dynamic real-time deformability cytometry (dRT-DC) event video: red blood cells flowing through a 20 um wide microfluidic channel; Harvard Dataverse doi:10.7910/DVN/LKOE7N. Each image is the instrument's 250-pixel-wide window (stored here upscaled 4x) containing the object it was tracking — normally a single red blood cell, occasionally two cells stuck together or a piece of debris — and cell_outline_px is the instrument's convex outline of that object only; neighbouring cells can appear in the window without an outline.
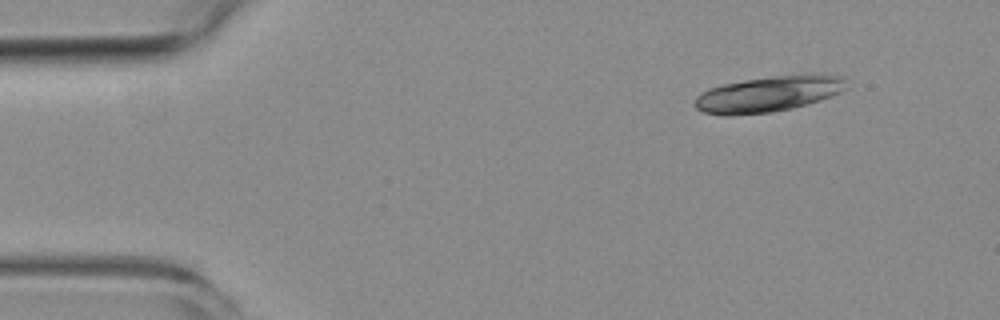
{"species": "common noctule bat (a hibernating species)", "species_latin": "Nyctalus noctula", "temperature_condition": "room temperature", "stored_images_in_passage": 3, "camera_frame_rate_fps": 3000, "um_per_image_px": 0.085, "animal": {"sex": "female", "body_mass_g": 19.3, "forearm_length_mm": 54.1}, "frame": {"image": 1, "passage_image": 1, "time_ms": 0.0, "image_size_px": [1000, 320], "cell_outline_px": [[844, 88], [840, 92], [820, 100], [792, 108], [772, 112], [732, 116], [724, 116], [704, 112], [696, 108], [696, 96], [700, 92], [708, 88], [724, 84], [744, 80], [776, 76], [812, 72], [844, 76]], "centroid_in_image_um": [65.31, 7.98], "position_along_channel_um": 19.7, "area_um2": 31.79}}